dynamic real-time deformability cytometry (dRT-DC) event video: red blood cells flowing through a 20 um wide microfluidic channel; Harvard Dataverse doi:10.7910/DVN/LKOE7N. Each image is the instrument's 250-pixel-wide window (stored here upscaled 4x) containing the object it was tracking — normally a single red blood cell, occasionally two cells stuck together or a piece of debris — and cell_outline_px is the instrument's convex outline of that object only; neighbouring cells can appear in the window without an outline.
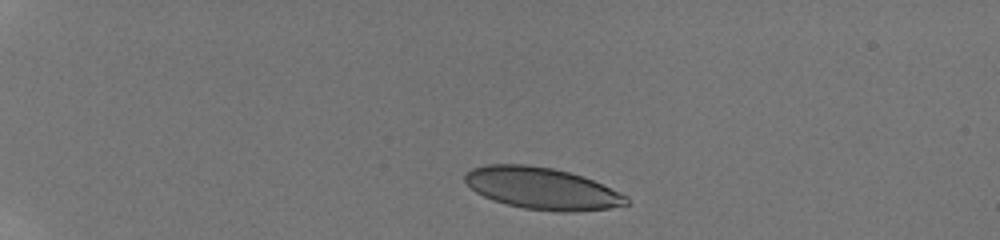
{"species": "human", "species_latin": "Homo sapiens", "temperature_condition": "room temperature", "stored_images_in_passage": 14, "camera_frame_rate_fps": 3000, "um_per_image_px": 0.085, "donor": {"sex": "male"}, "frame": {"image": 1, "passage_image": 1, "time_ms": 0.0, "image_size_px": [1000, 240], "cell_outline_px": [[628, 204], [608, 208], [576, 212], [556, 212], [524, 208], [492, 200], [476, 192], [464, 180], [464, 176], [472, 168], [488, 164], [528, 164], [552, 168], [584, 176], [628, 196]], "centroid_in_image_um": [46.08, 16.01], "position_along_channel_um": 38.9, "area_um2": 39.25}}
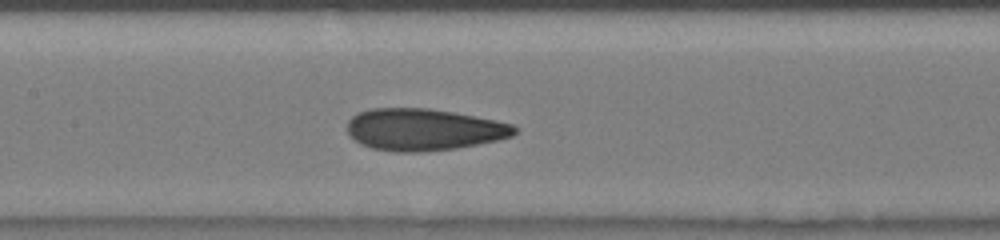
{"frame": {"image": 2, "passage_image": 9, "time_ms": 5.333, "image_size_px": [1000, 240], "cell_outline_px": [[520, 128], [512, 136], [496, 140], [456, 148], [420, 152], [396, 152], [372, 148], [360, 144], [348, 132], [348, 120], [356, 112], [372, 108], [428, 108], [452, 112], [496, 120], [512, 124]], "centroid_in_image_um": [36.0, 11.01], "position_along_channel_um": 171.4, "area_um2": 40.75}}
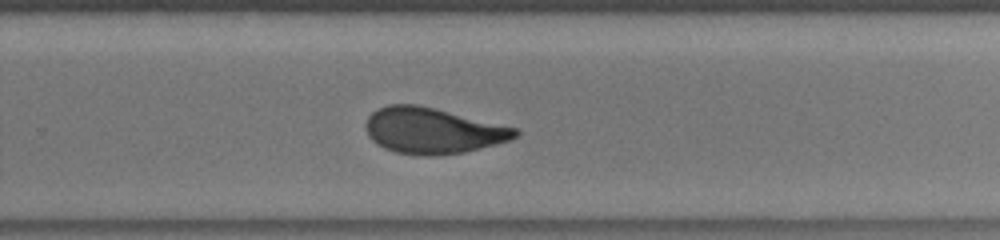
{"frame": {"image": 3, "passage_image": 14, "time_ms": 8.333, "image_size_px": [1000, 240], "cell_outline_px": [[520, 132], [516, 136], [508, 140], [496, 144], [464, 152], [432, 156], [424, 156], [396, 152], [384, 148], [376, 144], [368, 136], [364, 128], [364, 124], [368, 116], [372, 112], [388, 104], [416, 104], [516, 128]], "centroid_in_image_um": [36.71, 11.11], "position_along_channel_um": 293.1, "area_um2": 39.65}}